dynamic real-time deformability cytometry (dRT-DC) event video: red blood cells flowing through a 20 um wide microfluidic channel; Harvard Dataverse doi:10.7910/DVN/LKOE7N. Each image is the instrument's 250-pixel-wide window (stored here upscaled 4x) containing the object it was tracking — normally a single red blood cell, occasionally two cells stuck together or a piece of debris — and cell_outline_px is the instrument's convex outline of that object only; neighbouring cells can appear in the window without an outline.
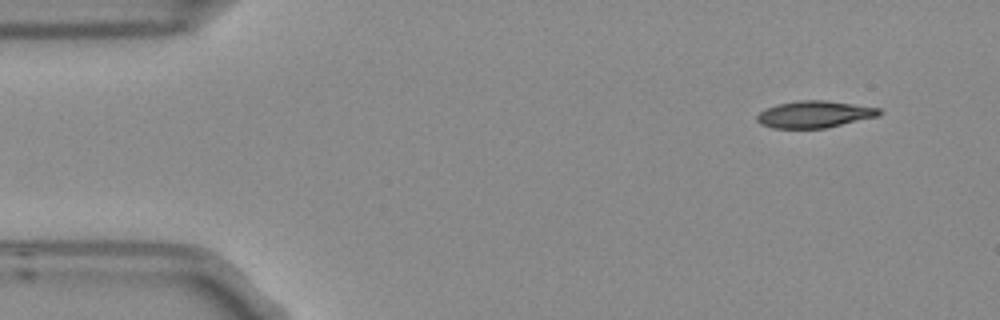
{"species": "Egyptian fruit bat (a non-hibernating species)", "species_latin": "Rousettus aegyptiacus", "temperature_condition": "room temperature", "stored_images_in_passage": 5, "camera_frame_rate_fps": 3000, "um_per_image_px": 0.085, "frame": {"image": 1, "passage_image": 5, "time_ms": 1.333, "image_size_px": [1000, 320], "cell_outline_px": [[884, 112], [876, 116], [824, 128], [772, 128], [760, 124], [756, 120], [756, 116], [764, 108], [776, 104], [796, 100], [824, 100], [880, 108]], "centroid_in_image_um": [69.16, 9.71], "position_along_channel_um": 15.8, "area_um2": 19.07}}